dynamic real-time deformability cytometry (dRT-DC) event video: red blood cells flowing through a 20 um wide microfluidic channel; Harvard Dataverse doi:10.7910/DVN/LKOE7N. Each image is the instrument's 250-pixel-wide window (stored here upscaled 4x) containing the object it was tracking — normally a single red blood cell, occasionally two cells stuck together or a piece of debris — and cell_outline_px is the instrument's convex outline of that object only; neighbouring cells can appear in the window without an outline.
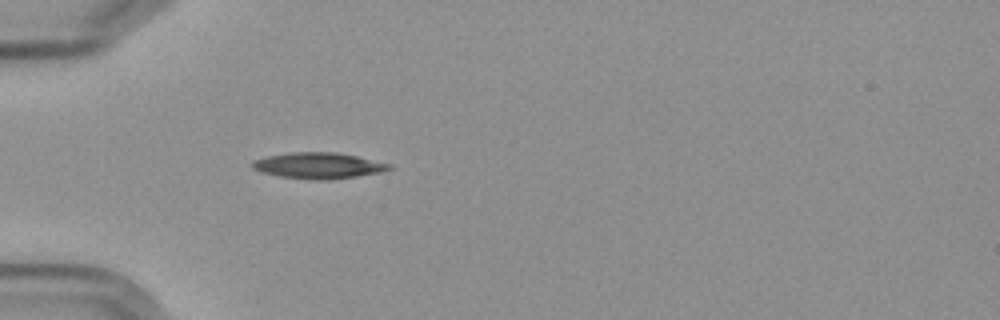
{"species": "Egyptian fruit bat (a non-hibernating species)", "species_latin": "Rousettus aegyptiacus", "temperature_condition": "cold", "stored_images_in_passage": 2, "camera_frame_rate_fps": 3000, "um_per_image_px": 0.085, "frame": {"image": 1, "passage_image": 2, "time_ms": 1.333, "image_size_px": [1000, 320], "cell_outline_px": [[392, 168], [380, 172], [356, 176], [328, 180], [320, 180], [280, 176], [260, 172], [252, 168], [248, 164], [252, 160], [268, 156], [292, 152], [336, 152], [356, 156], [392, 164]], "centroid_in_image_um": [27.02, 14.07], "position_along_channel_um": 58.0, "area_um2": 20.69}}